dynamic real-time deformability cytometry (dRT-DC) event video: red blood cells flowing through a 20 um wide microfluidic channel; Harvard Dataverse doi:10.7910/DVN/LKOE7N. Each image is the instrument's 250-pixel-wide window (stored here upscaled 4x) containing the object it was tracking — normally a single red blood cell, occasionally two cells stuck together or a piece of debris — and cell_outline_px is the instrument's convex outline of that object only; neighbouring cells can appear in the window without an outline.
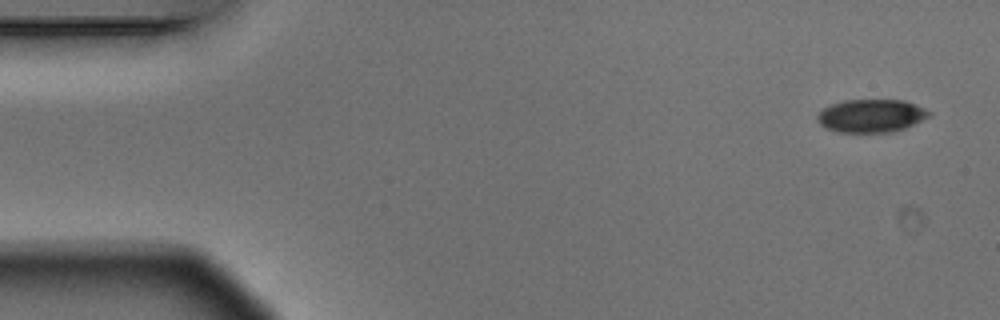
{"species": "Egyptian fruit bat (a non-hibernating species)", "species_latin": "Rousettus aegyptiacus", "temperature_condition": "warm", "stored_images_in_passage": 5, "camera_frame_rate_fps": 3000, "um_per_image_px": 0.085, "animal": {"sex": "male"}, "frame": {"image": 1, "passage_image": 1, "time_ms": 0.0, "image_size_px": [1000, 320], "cell_outline_px": [[932, 112], [928, 116], [904, 128], [892, 132], [836, 132], [824, 128], [816, 120], [816, 116], [824, 108], [832, 104], [844, 100], [904, 100], [924, 108]], "centroid_in_image_um": [74.0, 9.84], "position_along_channel_um": 11.0, "area_um2": 21.39}}
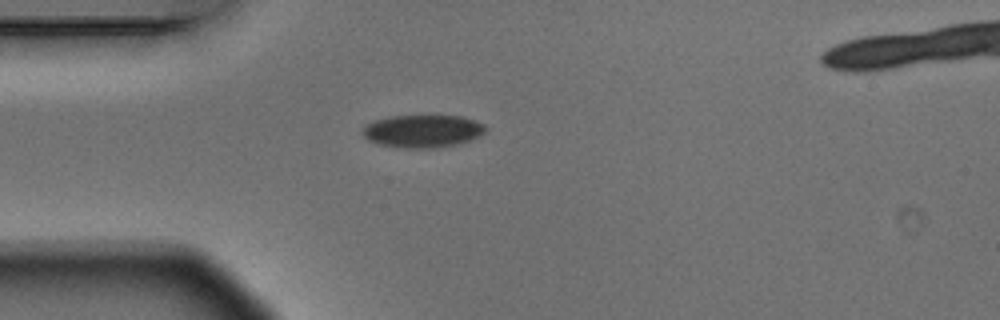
{"frame": {"image": 2, "passage_image": 4, "time_ms": 1.0, "image_size_px": [1000, 320], "cell_outline_px": [[488, 128], [480, 136], [456, 144], [432, 148], [400, 148], [376, 144], [368, 140], [360, 132], [368, 124], [376, 120], [392, 116], [464, 116], [476, 120], [484, 124]], "centroid_in_image_um": [35.93, 11.15], "position_along_channel_um": 49.1, "area_um2": 23.47}}